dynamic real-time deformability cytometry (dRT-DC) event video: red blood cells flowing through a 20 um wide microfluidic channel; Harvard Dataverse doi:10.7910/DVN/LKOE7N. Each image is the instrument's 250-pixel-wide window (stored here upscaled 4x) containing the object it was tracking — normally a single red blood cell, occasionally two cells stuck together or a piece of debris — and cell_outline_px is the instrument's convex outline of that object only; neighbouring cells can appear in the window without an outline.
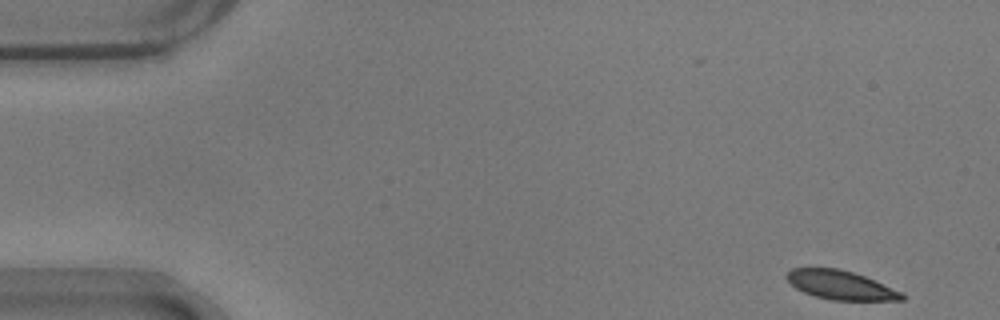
{"species": "common noctule bat (a hibernating species)", "species_latin": "Nyctalus noctula", "temperature_condition": "warm", "stored_images_in_passage": 52, "camera_frame_rate_fps": 3000, "um_per_image_px": 0.085, "animal": {"sex": "male", "body_mass_g": 17.9}, "frame": {"image": 1, "passage_image": 1, "time_ms": 0.0, "image_size_px": [1000, 320], "cell_outline_px": [[904, 300], [832, 300], [816, 296], [804, 292], [796, 288], [784, 276], [792, 268], [836, 268], [852, 272], [864, 276], [900, 292], [904, 296]], "centroid_in_image_um": [71.4, 24.23], "position_along_channel_um": 13.6, "area_um2": 18.96}}
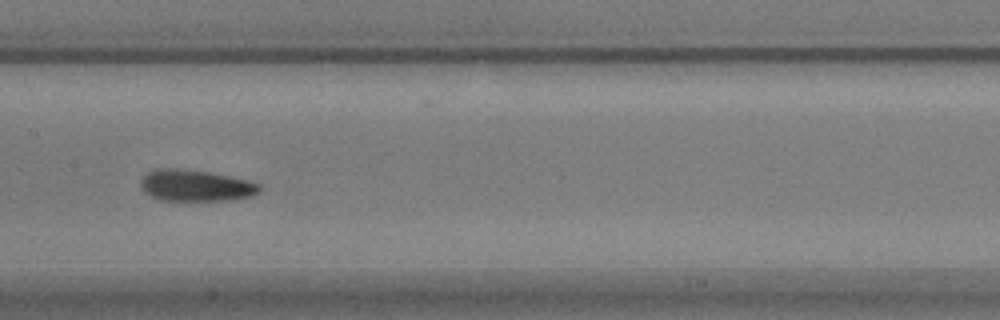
{"frame": {"image": 2, "passage_image": 25, "time_ms": 8.0, "image_size_px": [1000, 320], "cell_outline_px": [[264, 188], [260, 192], [252, 196], [232, 200], [160, 200], [144, 192], [140, 188], [140, 180], [148, 172], [156, 168], [176, 168], [208, 172], [248, 180], [260, 184]], "centroid_in_image_um": [16.65, 15.77], "position_along_channel_um": 190.8, "area_um2": 21.91}}
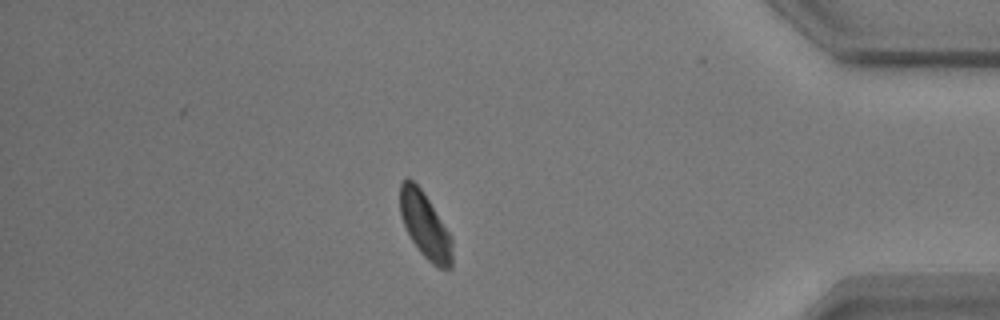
{"frame": {"image": 3, "passage_image": 45, "time_ms": 14.667, "image_size_px": [1000, 320], "cell_outline_px": [[452, 268], [440, 268], [432, 264], [420, 252], [412, 240], [400, 216], [400, 180], [408, 176], [424, 192], [452, 236]], "centroid_in_image_um": [36.13, 19.13], "position_along_channel_um": 399.1, "area_um2": 20.11}, "authors_computed_cell_mechanics": {"area_um2": 20.8658, "velocity_mm_per_s": 3.6669, "shape_relaxation_time_tau1_ms": null, "shape_relaxation_time_tau2_ms": 2.7033, "deformation_change_tau1": null, "deformation_change_tau2": 0.0673}}